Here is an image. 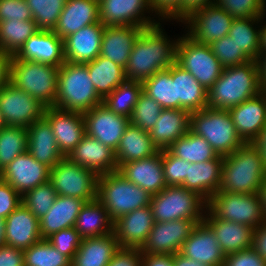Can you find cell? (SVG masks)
Instances as JSON below:
<instances>
[{"mask_svg": "<svg viewBox=\"0 0 266 266\" xmlns=\"http://www.w3.org/2000/svg\"><path fill=\"white\" fill-rule=\"evenodd\" d=\"M158 151L147 131L129 123L115 151L118 168L123 163L151 157Z\"/></svg>", "mask_w": 266, "mask_h": 266, "instance_id": "d590c367", "label": "cell"}, {"mask_svg": "<svg viewBox=\"0 0 266 266\" xmlns=\"http://www.w3.org/2000/svg\"><path fill=\"white\" fill-rule=\"evenodd\" d=\"M28 133L26 127L5 126L0 129V172L18 155L27 152Z\"/></svg>", "mask_w": 266, "mask_h": 266, "instance_id": "b9f144b4", "label": "cell"}, {"mask_svg": "<svg viewBox=\"0 0 266 266\" xmlns=\"http://www.w3.org/2000/svg\"><path fill=\"white\" fill-rule=\"evenodd\" d=\"M204 198L183 186H167L151 196L150 207L155 222H170L179 219L203 220L200 215Z\"/></svg>", "mask_w": 266, "mask_h": 266, "instance_id": "ba28073f", "label": "cell"}, {"mask_svg": "<svg viewBox=\"0 0 266 266\" xmlns=\"http://www.w3.org/2000/svg\"><path fill=\"white\" fill-rule=\"evenodd\" d=\"M56 197V190L48 181L26 192L24 196H22V203L35 217L40 219L47 214L49 209L53 206Z\"/></svg>", "mask_w": 266, "mask_h": 266, "instance_id": "c3c4849f", "label": "cell"}, {"mask_svg": "<svg viewBox=\"0 0 266 266\" xmlns=\"http://www.w3.org/2000/svg\"><path fill=\"white\" fill-rule=\"evenodd\" d=\"M173 266H210L207 264L200 263L199 261L192 260L180 252L172 255Z\"/></svg>", "mask_w": 266, "mask_h": 266, "instance_id": "003e7915", "label": "cell"}, {"mask_svg": "<svg viewBox=\"0 0 266 266\" xmlns=\"http://www.w3.org/2000/svg\"><path fill=\"white\" fill-rule=\"evenodd\" d=\"M50 168L38 162L28 151L18 155L4 170L0 178L10 184L21 196L49 181Z\"/></svg>", "mask_w": 266, "mask_h": 266, "instance_id": "2e32d148", "label": "cell"}, {"mask_svg": "<svg viewBox=\"0 0 266 266\" xmlns=\"http://www.w3.org/2000/svg\"><path fill=\"white\" fill-rule=\"evenodd\" d=\"M140 248L120 247L107 266H142Z\"/></svg>", "mask_w": 266, "mask_h": 266, "instance_id": "6f0895ef", "label": "cell"}, {"mask_svg": "<svg viewBox=\"0 0 266 266\" xmlns=\"http://www.w3.org/2000/svg\"><path fill=\"white\" fill-rule=\"evenodd\" d=\"M176 63L188 71L207 91L224 70L209 45L195 42L187 36L177 42Z\"/></svg>", "mask_w": 266, "mask_h": 266, "instance_id": "30bf717a", "label": "cell"}, {"mask_svg": "<svg viewBox=\"0 0 266 266\" xmlns=\"http://www.w3.org/2000/svg\"><path fill=\"white\" fill-rule=\"evenodd\" d=\"M120 248L112 232L99 237L82 239L71 266H107Z\"/></svg>", "mask_w": 266, "mask_h": 266, "instance_id": "e575fe53", "label": "cell"}, {"mask_svg": "<svg viewBox=\"0 0 266 266\" xmlns=\"http://www.w3.org/2000/svg\"><path fill=\"white\" fill-rule=\"evenodd\" d=\"M190 130L204 138L220 156L229 155L244 144L226 110L205 107L192 112Z\"/></svg>", "mask_w": 266, "mask_h": 266, "instance_id": "8992f818", "label": "cell"}, {"mask_svg": "<svg viewBox=\"0 0 266 266\" xmlns=\"http://www.w3.org/2000/svg\"><path fill=\"white\" fill-rule=\"evenodd\" d=\"M45 106L10 81L0 90V111L7 126L28 128L44 116Z\"/></svg>", "mask_w": 266, "mask_h": 266, "instance_id": "7c38bea8", "label": "cell"}, {"mask_svg": "<svg viewBox=\"0 0 266 266\" xmlns=\"http://www.w3.org/2000/svg\"><path fill=\"white\" fill-rule=\"evenodd\" d=\"M33 20L26 0H0V22Z\"/></svg>", "mask_w": 266, "mask_h": 266, "instance_id": "db71d44e", "label": "cell"}, {"mask_svg": "<svg viewBox=\"0 0 266 266\" xmlns=\"http://www.w3.org/2000/svg\"><path fill=\"white\" fill-rule=\"evenodd\" d=\"M260 30V52L261 54L266 51V26Z\"/></svg>", "mask_w": 266, "mask_h": 266, "instance_id": "2644e50d", "label": "cell"}, {"mask_svg": "<svg viewBox=\"0 0 266 266\" xmlns=\"http://www.w3.org/2000/svg\"><path fill=\"white\" fill-rule=\"evenodd\" d=\"M251 144L259 152L262 162L266 168V125L262 128L258 136L251 142Z\"/></svg>", "mask_w": 266, "mask_h": 266, "instance_id": "03108f58", "label": "cell"}, {"mask_svg": "<svg viewBox=\"0 0 266 266\" xmlns=\"http://www.w3.org/2000/svg\"><path fill=\"white\" fill-rule=\"evenodd\" d=\"M264 53H265V58L263 63L260 59L258 60L262 91H266V52Z\"/></svg>", "mask_w": 266, "mask_h": 266, "instance_id": "a7ac6f4b", "label": "cell"}, {"mask_svg": "<svg viewBox=\"0 0 266 266\" xmlns=\"http://www.w3.org/2000/svg\"><path fill=\"white\" fill-rule=\"evenodd\" d=\"M22 203V196L0 178V218L6 217Z\"/></svg>", "mask_w": 266, "mask_h": 266, "instance_id": "11a10c76", "label": "cell"}, {"mask_svg": "<svg viewBox=\"0 0 266 266\" xmlns=\"http://www.w3.org/2000/svg\"><path fill=\"white\" fill-rule=\"evenodd\" d=\"M167 150L172 155L189 163H202L218 156L204 138L196 135L191 130L176 140Z\"/></svg>", "mask_w": 266, "mask_h": 266, "instance_id": "f35d334b", "label": "cell"}, {"mask_svg": "<svg viewBox=\"0 0 266 266\" xmlns=\"http://www.w3.org/2000/svg\"><path fill=\"white\" fill-rule=\"evenodd\" d=\"M142 85L143 91L163 109H175V82L172 80V65L144 80Z\"/></svg>", "mask_w": 266, "mask_h": 266, "instance_id": "7bdbcfd3", "label": "cell"}, {"mask_svg": "<svg viewBox=\"0 0 266 266\" xmlns=\"http://www.w3.org/2000/svg\"><path fill=\"white\" fill-rule=\"evenodd\" d=\"M43 117L51 126L58 149L67 157L86 134L83 114L46 107Z\"/></svg>", "mask_w": 266, "mask_h": 266, "instance_id": "e0dca14e", "label": "cell"}, {"mask_svg": "<svg viewBox=\"0 0 266 266\" xmlns=\"http://www.w3.org/2000/svg\"><path fill=\"white\" fill-rule=\"evenodd\" d=\"M251 248L266 261V219L253 231Z\"/></svg>", "mask_w": 266, "mask_h": 266, "instance_id": "94428289", "label": "cell"}, {"mask_svg": "<svg viewBox=\"0 0 266 266\" xmlns=\"http://www.w3.org/2000/svg\"><path fill=\"white\" fill-rule=\"evenodd\" d=\"M237 134L251 143L266 125V91L247 99L229 110Z\"/></svg>", "mask_w": 266, "mask_h": 266, "instance_id": "44dd1931", "label": "cell"}, {"mask_svg": "<svg viewBox=\"0 0 266 266\" xmlns=\"http://www.w3.org/2000/svg\"><path fill=\"white\" fill-rule=\"evenodd\" d=\"M261 91L258 61L227 67L208 90L207 107L229 111Z\"/></svg>", "mask_w": 266, "mask_h": 266, "instance_id": "7a4b0ae2", "label": "cell"}, {"mask_svg": "<svg viewBox=\"0 0 266 266\" xmlns=\"http://www.w3.org/2000/svg\"><path fill=\"white\" fill-rule=\"evenodd\" d=\"M15 56L21 60L61 67L65 63L63 39L54 31L38 30Z\"/></svg>", "mask_w": 266, "mask_h": 266, "instance_id": "603a6c76", "label": "cell"}, {"mask_svg": "<svg viewBox=\"0 0 266 266\" xmlns=\"http://www.w3.org/2000/svg\"><path fill=\"white\" fill-rule=\"evenodd\" d=\"M151 196L145 189L130 182L118 171L98 178L97 199L106 208L113 221L135 209L150 205Z\"/></svg>", "mask_w": 266, "mask_h": 266, "instance_id": "52a82bcc", "label": "cell"}, {"mask_svg": "<svg viewBox=\"0 0 266 266\" xmlns=\"http://www.w3.org/2000/svg\"><path fill=\"white\" fill-rule=\"evenodd\" d=\"M162 107L144 91L138 97L129 121L132 125L149 132L158 120Z\"/></svg>", "mask_w": 266, "mask_h": 266, "instance_id": "7dc6e473", "label": "cell"}, {"mask_svg": "<svg viewBox=\"0 0 266 266\" xmlns=\"http://www.w3.org/2000/svg\"><path fill=\"white\" fill-rule=\"evenodd\" d=\"M260 17L234 18L228 35L251 60L258 61L260 52V32L253 29L249 23Z\"/></svg>", "mask_w": 266, "mask_h": 266, "instance_id": "60d3db41", "label": "cell"}, {"mask_svg": "<svg viewBox=\"0 0 266 266\" xmlns=\"http://www.w3.org/2000/svg\"><path fill=\"white\" fill-rule=\"evenodd\" d=\"M146 6L150 8L149 0H100V23L104 26L150 27L156 23L138 18Z\"/></svg>", "mask_w": 266, "mask_h": 266, "instance_id": "484cf974", "label": "cell"}, {"mask_svg": "<svg viewBox=\"0 0 266 266\" xmlns=\"http://www.w3.org/2000/svg\"><path fill=\"white\" fill-rule=\"evenodd\" d=\"M12 56L0 50V90L10 81V63Z\"/></svg>", "mask_w": 266, "mask_h": 266, "instance_id": "be15d7a7", "label": "cell"}, {"mask_svg": "<svg viewBox=\"0 0 266 266\" xmlns=\"http://www.w3.org/2000/svg\"><path fill=\"white\" fill-rule=\"evenodd\" d=\"M40 240L39 219L21 203L5 219V245L25 250Z\"/></svg>", "mask_w": 266, "mask_h": 266, "instance_id": "d4e9b609", "label": "cell"}, {"mask_svg": "<svg viewBox=\"0 0 266 266\" xmlns=\"http://www.w3.org/2000/svg\"><path fill=\"white\" fill-rule=\"evenodd\" d=\"M209 46L224 68L241 65L251 61L241 49H238L237 45L229 35L213 41Z\"/></svg>", "mask_w": 266, "mask_h": 266, "instance_id": "681fc988", "label": "cell"}, {"mask_svg": "<svg viewBox=\"0 0 266 266\" xmlns=\"http://www.w3.org/2000/svg\"><path fill=\"white\" fill-rule=\"evenodd\" d=\"M38 31L34 20H10L0 22V50L16 55L24 43Z\"/></svg>", "mask_w": 266, "mask_h": 266, "instance_id": "ab89813d", "label": "cell"}, {"mask_svg": "<svg viewBox=\"0 0 266 266\" xmlns=\"http://www.w3.org/2000/svg\"><path fill=\"white\" fill-rule=\"evenodd\" d=\"M201 221L203 220L179 219L170 222H155L140 250L143 254L150 255L178 253L195 225Z\"/></svg>", "mask_w": 266, "mask_h": 266, "instance_id": "4fadbf2b", "label": "cell"}, {"mask_svg": "<svg viewBox=\"0 0 266 266\" xmlns=\"http://www.w3.org/2000/svg\"><path fill=\"white\" fill-rule=\"evenodd\" d=\"M85 64L97 93L103 99L127 81L125 69L106 57L99 55L93 61Z\"/></svg>", "mask_w": 266, "mask_h": 266, "instance_id": "74e56055", "label": "cell"}, {"mask_svg": "<svg viewBox=\"0 0 266 266\" xmlns=\"http://www.w3.org/2000/svg\"><path fill=\"white\" fill-rule=\"evenodd\" d=\"M142 91V82L127 80L107 95L103 104L112 112L129 118Z\"/></svg>", "mask_w": 266, "mask_h": 266, "instance_id": "ee69618b", "label": "cell"}, {"mask_svg": "<svg viewBox=\"0 0 266 266\" xmlns=\"http://www.w3.org/2000/svg\"><path fill=\"white\" fill-rule=\"evenodd\" d=\"M118 172L150 195H155L167 187L162 166V150L151 157L123 163Z\"/></svg>", "mask_w": 266, "mask_h": 266, "instance_id": "ffe728a7", "label": "cell"}, {"mask_svg": "<svg viewBox=\"0 0 266 266\" xmlns=\"http://www.w3.org/2000/svg\"><path fill=\"white\" fill-rule=\"evenodd\" d=\"M59 67L12 56L10 82L45 107H55Z\"/></svg>", "mask_w": 266, "mask_h": 266, "instance_id": "5b68a950", "label": "cell"}, {"mask_svg": "<svg viewBox=\"0 0 266 266\" xmlns=\"http://www.w3.org/2000/svg\"><path fill=\"white\" fill-rule=\"evenodd\" d=\"M104 28V25L97 22L65 37L63 39L65 61L85 64L99 56Z\"/></svg>", "mask_w": 266, "mask_h": 266, "instance_id": "cb8c5ba5", "label": "cell"}, {"mask_svg": "<svg viewBox=\"0 0 266 266\" xmlns=\"http://www.w3.org/2000/svg\"><path fill=\"white\" fill-rule=\"evenodd\" d=\"M162 166L167 186H181L187 176L191 163L172 155L167 149L162 150Z\"/></svg>", "mask_w": 266, "mask_h": 266, "instance_id": "816d5d0a", "label": "cell"}, {"mask_svg": "<svg viewBox=\"0 0 266 266\" xmlns=\"http://www.w3.org/2000/svg\"><path fill=\"white\" fill-rule=\"evenodd\" d=\"M223 266H266V261L252 248L226 255Z\"/></svg>", "mask_w": 266, "mask_h": 266, "instance_id": "9f6ffc18", "label": "cell"}, {"mask_svg": "<svg viewBox=\"0 0 266 266\" xmlns=\"http://www.w3.org/2000/svg\"><path fill=\"white\" fill-rule=\"evenodd\" d=\"M86 134L116 151L130 121L127 116L112 112L103 103L83 113Z\"/></svg>", "mask_w": 266, "mask_h": 266, "instance_id": "5bb4252c", "label": "cell"}, {"mask_svg": "<svg viewBox=\"0 0 266 266\" xmlns=\"http://www.w3.org/2000/svg\"><path fill=\"white\" fill-rule=\"evenodd\" d=\"M84 204L85 201L80 198L57 195L53 206L39 219L42 239H47L60 230L74 227Z\"/></svg>", "mask_w": 266, "mask_h": 266, "instance_id": "836d02e7", "label": "cell"}, {"mask_svg": "<svg viewBox=\"0 0 266 266\" xmlns=\"http://www.w3.org/2000/svg\"><path fill=\"white\" fill-rule=\"evenodd\" d=\"M206 203L216 218L244 224L254 230L265 220L259 193L217 192Z\"/></svg>", "mask_w": 266, "mask_h": 266, "instance_id": "9c48e42d", "label": "cell"}, {"mask_svg": "<svg viewBox=\"0 0 266 266\" xmlns=\"http://www.w3.org/2000/svg\"><path fill=\"white\" fill-rule=\"evenodd\" d=\"M209 0H183V19H186L194 11L203 9L213 2Z\"/></svg>", "mask_w": 266, "mask_h": 266, "instance_id": "e7e4bbea", "label": "cell"}, {"mask_svg": "<svg viewBox=\"0 0 266 266\" xmlns=\"http://www.w3.org/2000/svg\"><path fill=\"white\" fill-rule=\"evenodd\" d=\"M159 27L157 23L143 28L134 42L125 69L128 81L143 82L176 62L177 42L169 44Z\"/></svg>", "mask_w": 266, "mask_h": 266, "instance_id": "6da1fadb", "label": "cell"}, {"mask_svg": "<svg viewBox=\"0 0 266 266\" xmlns=\"http://www.w3.org/2000/svg\"><path fill=\"white\" fill-rule=\"evenodd\" d=\"M114 221L103 204L95 199L81 207L74 228L82 239L104 236L113 232ZM104 224H108L105 227ZM107 228V230L105 229Z\"/></svg>", "mask_w": 266, "mask_h": 266, "instance_id": "8d00e7d4", "label": "cell"}, {"mask_svg": "<svg viewBox=\"0 0 266 266\" xmlns=\"http://www.w3.org/2000/svg\"><path fill=\"white\" fill-rule=\"evenodd\" d=\"M180 253L210 266H223L226 258L214 233L204 221L195 225L189 238L183 243Z\"/></svg>", "mask_w": 266, "mask_h": 266, "instance_id": "7402d4cb", "label": "cell"}, {"mask_svg": "<svg viewBox=\"0 0 266 266\" xmlns=\"http://www.w3.org/2000/svg\"><path fill=\"white\" fill-rule=\"evenodd\" d=\"M222 162L223 156L218 155L215 159L206 162L191 163L181 186L198 193L204 201H208L220 189Z\"/></svg>", "mask_w": 266, "mask_h": 266, "instance_id": "f546056e", "label": "cell"}, {"mask_svg": "<svg viewBox=\"0 0 266 266\" xmlns=\"http://www.w3.org/2000/svg\"><path fill=\"white\" fill-rule=\"evenodd\" d=\"M5 244V220L0 218V246Z\"/></svg>", "mask_w": 266, "mask_h": 266, "instance_id": "8c879c8a", "label": "cell"}, {"mask_svg": "<svg viewBox=\"0 0 266 266\" xmlns=\"http://www.w3.org/2000/svg\"><path fill=\"white\" fill-rule=\"evenodd\" d=\"M67 158L71 162L95 172L98 176L118 171L115 151L87 134L83 136Z\"/></svg>", "mask_w": 266, "mask_h": 266, "instance_id": "ac0fdd59", "label": "cell"}, {"mask_svg": "<svg viewBox=\"0 0 266 266\" xmlns=\"http://www.w3.org/2000/svg\"><path fill=\"white\" fill-rule=\"evenodd\" d=\"M233 19L214 2L203 9L194 11L185 19L192 23L188 37L195 42L209 45L228 35Z\"/></svg>", "mask_w": 266, "mask_h": 266, "instance_id": "9a60e30c", "label": "cell"}, {"mask_svg": "<svg viewBox=\"0 0 266 266\" xmlns=\"http://www.w3.org/2000/svg\"><path fill=\"white\" fill-rule=\"evenodd\" d=\"M190 112L185 109H162L155 126L148 132L159 150L168 149L190 130Z\"/></svg>", "mask_w": 266, "mask_h": 266, "instance_id": "f1b7e54d", "label": "cell"}, {"mask_svg": "<svg viewBox=\"0 0 266 266\" xmlns=\"http://www.w3.org/2000/svg\"><path fill=\"white\" fill-rule=\"evenodd\" d=\"M149 5L151 9L158 10L160 15L183 19V0H149Z\"/></svg>", "mask_w": 266, "mask_h": 266, "instance_id": "680465c9", "label": "cell"}, {"mask_svg": "<svg viewBox=\"0 0 266 266\" xmlns=\"http://www.w3.org/2000/svg\"><path fill=\"white\" fill-rule=\"evenodd\" d=\"M155 224L150 205L120 216L113 223V233L120 247L141 248Z\"/></svg>", "mask_w": 266, "mask_h": 266, "instance_id": "d6986e66", "label": "cell"}, {"mask_svg": "<svg viewBox=\"0 0 266 266\" xmlns=\"http://www.w3.org/2000/svg\"><path fill=\"white\" fill-rule=\"evenodd\" d=\"M203 221L211 228L225 255L252 247L253 228L216 218L211 212L210 218Z\"/></svg>", "mask_w": 266, "mask_h": 266, "instance_id": "d6a6232c", "label": "cell"}, {"mask_svg": "<svg viewBox=\"0 0 266 266\" xmlns=\"http://www.w3.org/2000/svg\"><path fill=\"white\" fill-rule=\"evenodd\" d=\"M259 194L261 198L263 217L266 219V176H265L263 185L260 188Z\"/></svg>", "mask_w": 266, "mask_h": 266, "instance_id": "89a4df30", "label": "cell"}, {"mask_svg": "<svg viewBox=\"0 0 266 266\" xmlns=\"http://www.w3.org/2000/svg\"><path fill=\"white\" fill-rule=\"evenodd\" d=\"M144 27L105 26L100 56L126 69L134 42Z\"/></svg>", "mask_w": 266, "mask_h": 266, "instance_id": "83f0119b", "label": "cell"}, {"mask_svg": "<svg viewBox=\"0 0 266 266\" xmlns=\"http://www.w3.org/2000/svg\"><path fill=\"white\" fill-rule=\"evenodd\" d=\"M98 178L95 172L64 157L50 169L49 182L59 196L90 202L97 199Z\"/></svg>", "mask_w": 266, "mask_h": 266, "instance_id": "8fae6325", "label": "cell"}, {"mask_svg": "<svg viewBox=\"0 0 266 266\" xmlns=\"http://www.w3.org/2000/svg\"><path fill=\"white\" fill-rule=\"evenodd\" d=\"M265 0H218L215 4L233 18L261 17ZM219 3V4H218Z\"/></svg>", "mask_w": 266, "mask_h": 266, "instance_id": "f907efd6", "label": "cell"}, {"mask_svg": "<svg viewBox=\"0 0 266 266\" xmlns=\"http://www.w3.org/2000/svg\"><path fill=\"white\" fill-rule=\"evenodd\" d=\"M56 250L71 261L77 252L82 238L74 227L60 230L46 239Z\"/></svg>", "mask_w": 266, "mask_h": 266, "instance_id": "f5cc1de1", "label": "cell"}, {"mask_svg": "<svg viewBox=\"0 0 266 266\" xmlns=\"http://www.w3.org/2000/svg\"><path fill=\"white\" fill-rule=\"evenodd\" d=\"M0 266H25L23 250L8 246H0Z\"/></svg>", "mask_w": 266, "mask_h": 266, "instance_id": "91938a15", "label": "cell"}, {"mask_svg": "<svg viewBox=\"0 0 266 266\" xmlns=\"http://www.w3.org/2000/svg\"><path fill=\"white\" fill-rule=\"evenodd\" d=\"M102 103L86 64L65 61L59 67L55 108L83 114Z\"/></svg>", "mask_w": 266, "mask_h": 266, "instance_id": "277c9868", "label": "cell"}, {"mask_svg": "<svg viewBox=\"0 0 266 266\" xmlns=\"http://www.w3.org/2000/svg\"><path fill=\"white\" fill-rule=\"evenodd\" d=\"M5 126H6V124H5L4 120H3L2 113H1V111H0V129H1L2 127H5Z\"/></svg>", "mask_w": 266, "mask_h": 266, "instance_id": "753ad0ef", "label": "cell"}, {"mask_svg": "<svg viewBox=\"0 0 266 266\" xmlns=\"http://www.w3.org/2000/svg\"><path fill=\"white\" fill-rule=\"evenodd\" d=\"M172 80L175 82V109L190 113L208 105V91L176 62L172 64Z\"/></svg>", "mask_w": 266, "mask_h": 266, "instance_id": "4dcf8cb0", "label": "cell"}, {"mask_svg": "<svg viewBox=\"0 0 266 266\" xmlns=\"http://www.w3.org/2000/svg\"><path fill=\"white\" fill-rule=\"evenodd\" d=\"M143 255L142 266H173L172 255Z\"/></svg>", "mask_w": 266, "mask_h": 266, "instance_id": "6125c7cd", "label": "cell"}, {"mask_svg": "<svg viewBox=\"0 0 266 266\" xmlns=\"http://www.w3.org/2000/svg\"><path fill=\"white\" fill-rule=\"evenodd\" d=\"M67 0H26L38 30L53 31Z\"/></svg>", "mask_w": 266, "mask_h": 266, "instance_id": "bcb514c9", "label": "cell"}, {"mask_svg": "<svg viewBox=\"0 0 266 266\" xmlns=\"http://www.w3.org/2000/svg\"><path fill=\"white\" fill-rule=\"evenodd\" d=\"M266 168L257 149L244 143L233 153L223 156L221 185L218 192L259 193Z\"/></svg>", "mask_w": 266, "mask_h": 266, "instance_id": "3957f363", "label": "cell"}, {"mask_svg": "<svg viewBox=\"0 0 266 266\" xmlns=\"http://www.w3.org/2000/svg\"><path fill=\"white\" fill-rule=\"evenodd\" d=\"M97 22H100L98 0H67L53 31L64 39Z\"/></svg>", "mask_w": 266, "mask_h": 266, "instance_id": "4316f807", "label": "cell"}, {"mask_svg": "<svg viewBox=\"0 0 266 266\" xmlns=\"http://www.w3.org/2000/svg\"><path fill=\"white\" fill-rule=\"evenodd\" d=\"M27 151L40 163L52 169L64 155L57 147L49 122L42 117L27 128Z\"/></svg>", "mask_w": 266, "mask_h": 266, "instance_id": "1f68e13d", "label": "cell"}, {"mask_svg": "<svg viewBox=\"0 0 266 266\" xmlns=\"http://www.w3.org/2000/svg\"><path fill=\"white\" fill-rule=\"evenodd\" d=\"M25 266H71V260L56 250L46 239L23 250Z\"/></svg>", "mask_w": 266, "mask_h": 266, "instance_id": "f6af8a7d", "label": "cell"}]
</instances>
